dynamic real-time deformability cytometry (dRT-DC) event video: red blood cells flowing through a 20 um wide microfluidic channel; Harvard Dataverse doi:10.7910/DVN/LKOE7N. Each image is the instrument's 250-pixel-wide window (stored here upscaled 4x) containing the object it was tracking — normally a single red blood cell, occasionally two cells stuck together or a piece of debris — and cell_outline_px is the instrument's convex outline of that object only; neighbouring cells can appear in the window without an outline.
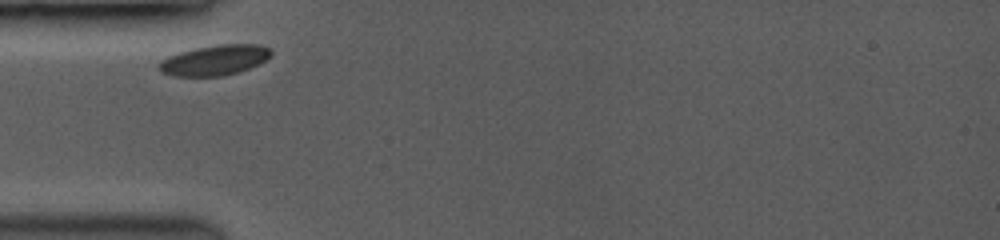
{"species": "common noctule bat (a hibernating species)", "species_latin": "Nyctalus noctula", "temperature_condition": "room temperature", "stored_images_in_passage": 5, "camera_frame_rate_fps": 3500, "um_per_image_px": 0.085, "animal": {"sex": "female", "body_mass_g": 19.0, "forearm_length_mm": 53.3}, "frame": {"image": 1, "passage_image": 1, "time_ms": 0.0, "image_size_px": [1000, 240], "cell_outline_px": [[272, 56], [268, 60], [248, 68], [236, 72], [220, 76], [176, 76], [160, 72], [156, 68], [156, 64], [160, 60], [168, 56], [180, 52], [196, 48], [216, 44], [256, 44], [272, 48]], "centroid_in_image_um": [18.23, 5.1], "position_along_channel_um": 66.8, "area_um2": 20.0}}
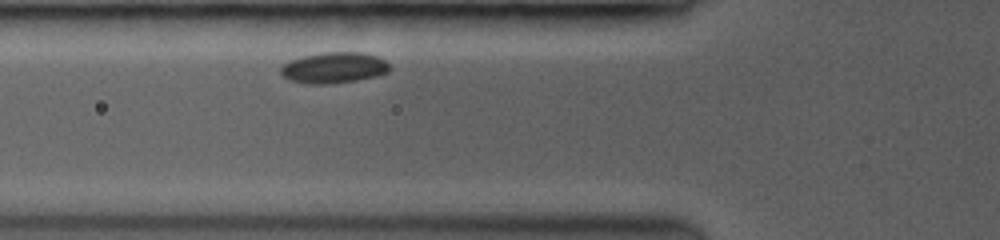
{"frame": {"image": 2, "passage_image": 2, "time_ms": 0.857, "image_size_px": [1000, 240], "cell_outline_px": [[392, 68], [388, 72], [376, 76], [356, 80], [332, 84], [312, 84], [292, 80], [284, 76], [280, 72], [280, 68], [288, 60], [304, 56], [324, 52], [364, 52], [376, 56], [384, 60]], "centroid_in_image_um": [28.4, 5.75], "position_along_channel_um": 97.4, "area_um2": 19.59}}
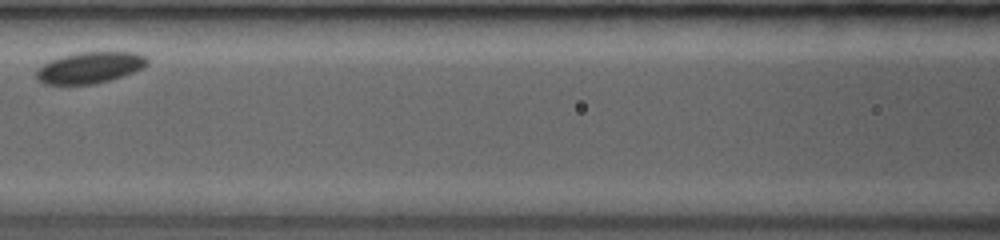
{"frame": {"image": 3, "passage_image": 4, "time_ms": 2.571, "image_size_px": [1000, 240], "cell_outline_px": [[148, 64], [144, 68], [108, 80], [92, 84], [44, 84], [36, 80], [36, 68], [52, 60], [64, 56], [80, 52], [136, 52], [148, 56]], "centroid_in_image_um": [7.65, 5.74], "position_along_channel_um": 158.9, "area_um2": 20.11}}